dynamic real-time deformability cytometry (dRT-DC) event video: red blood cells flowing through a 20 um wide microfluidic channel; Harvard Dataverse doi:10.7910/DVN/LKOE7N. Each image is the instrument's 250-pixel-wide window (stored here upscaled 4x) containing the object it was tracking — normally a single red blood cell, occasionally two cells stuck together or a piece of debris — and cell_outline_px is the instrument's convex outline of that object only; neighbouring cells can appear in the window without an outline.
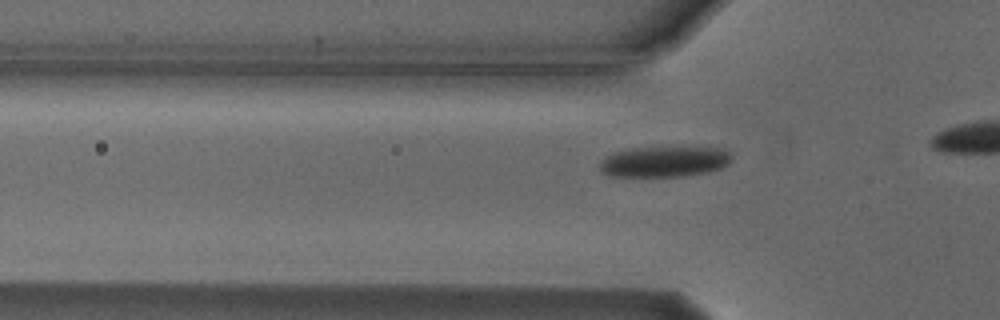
{"species": "Egyptian fruit bat (a non-hibernating species)", "species_latin": "Rousettus aegyptiacus", "temperature_condition": "cold", "stored_images_in_passage": 10, "camera_frame_rate_fps": 3000, "um_per_image_px": 0.085, "animal": {"sex": "male"}, "frame": {"image": 1, "passage_image": 4, "time_ms": 1.0, "image_size_px": [1000, 320], "cell_outline_px": [[728, 164], [720, 168], [708, 172], [684, 176], [612, 176], [600, 172], [600, 160], [612, 152], [652, 144], [660, 144], [724, 148], [728, 152]], "centroid_in_image_um": [56.43, 13.67], "position_along_channel_um": 69.4, "area_um2": 24.68}}